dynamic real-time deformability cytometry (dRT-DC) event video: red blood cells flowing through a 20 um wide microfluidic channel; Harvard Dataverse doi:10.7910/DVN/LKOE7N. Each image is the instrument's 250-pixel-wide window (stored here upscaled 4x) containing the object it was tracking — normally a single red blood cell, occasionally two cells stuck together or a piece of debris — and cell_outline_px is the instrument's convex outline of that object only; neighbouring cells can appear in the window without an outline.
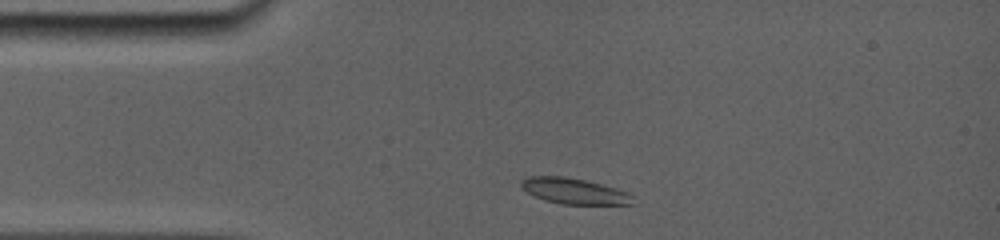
{"species": "common noctule bat (a hibernating species)", "species_latin": "Nyctalus noctula", "temperature_condition": "room temperature", "stored_images_in_passage": 2, "camera_frame_rate_fps": 5000, "um_per_image_px": 0.085, "animal": {"sex": "female", "body_mass_g": 19.0, "forearm_length_mm": 56.7}, "frame": {"image": 1, "passage_image": 1, "time_ms": 0.0, "image_size_px": [1000, 240], "cell_outline_px": [[636, 204], [560, 204], [544, 200], [520, 188], [520, 180], [528, 176], [564, 176], [584, 180], [616, 188], [628, 192], [632, 196]], "centroid_in_image_um": [48.79, 16.24], "position_along_channel_um": 36.2, "area_um2": 16.82}}